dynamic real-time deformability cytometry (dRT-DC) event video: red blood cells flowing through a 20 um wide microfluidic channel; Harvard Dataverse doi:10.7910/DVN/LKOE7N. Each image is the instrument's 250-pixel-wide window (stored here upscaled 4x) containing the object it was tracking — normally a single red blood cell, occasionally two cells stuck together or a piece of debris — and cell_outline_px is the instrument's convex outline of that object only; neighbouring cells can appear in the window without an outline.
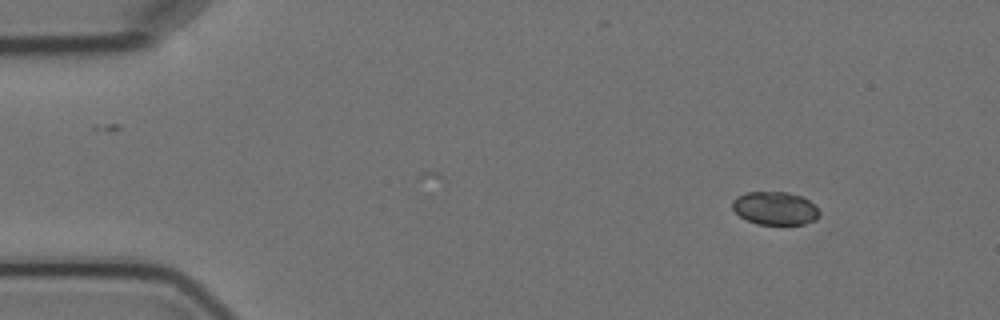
{"species": "Egyptian fruit bat (a non-hibernating species)", "species_latin": "Rousettus aegyptiacus", "temperature_condition": "cold", "stored_images_in_passage": 5, "camera_frame_rate_fps": 3000, "um_per_image_px": 0.085, "animal": {"sex": "female"}, "frame": {"image": 1, "passage_image": 1, "time_ms": 0.0, "image_size_px": [1000, 320], "cell_outline_px": [[820, 216], [816, 220], [804, 224], [756, 224], [740, 216], [732, 208], [732, 200], [736, 196], [748, 192], [788, 192], [800, 196], [808, 200], [820, 212]], "centroid_in_image_um": [65.87, 17.7], "position_along_channel_um": 19.1, "area_um2": 16.76}}
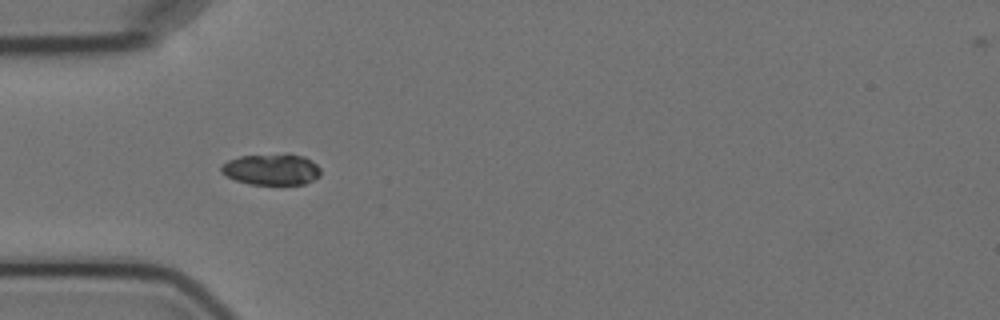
{"frame": {"image": 2, "passage_image": 4, "time_ms": 3.667, "image_size_px": [1000, 320], "cell_outline_px": [[320, 176], [304, 184], [248, 184], [236, 180], [220, 172], [220, 164], [228, 160], [240, 156], [288, 152], [304, 156], [312, 160], [320, 168]], "centroid_in_image_um": [23.08, 14.36], "position_along_channel_um": 61.9, "area_um2": 18.5}}
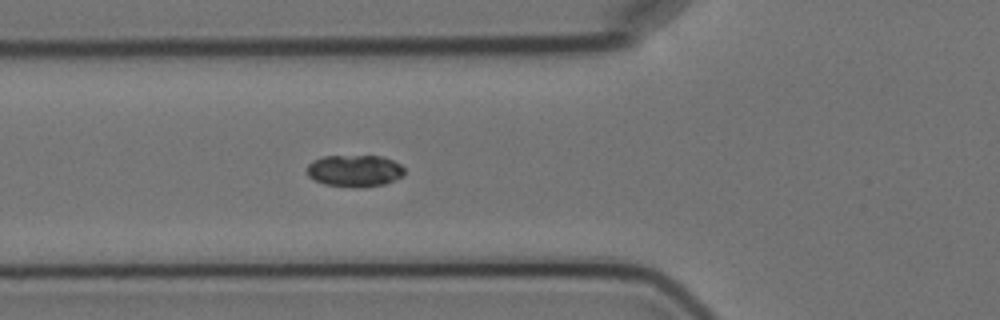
{"frame": {"image": 3, "passage_image": 5, "time_ms": 4.667, "image_size_px": [1000, 320], "cell_outline_px": [[404, 172], [400, 176], [384, 184], [360, 188], [352, 188], [324, 184], [312, 180], [308, 176], [308, 164], [312, 160], [324, 156], [384, 156], [400, 164], [404, 168]], "centroid_in_image_um": [30.1, 14.52], "position_along_channel_um": 95.7, "area_um2": 18.21}}